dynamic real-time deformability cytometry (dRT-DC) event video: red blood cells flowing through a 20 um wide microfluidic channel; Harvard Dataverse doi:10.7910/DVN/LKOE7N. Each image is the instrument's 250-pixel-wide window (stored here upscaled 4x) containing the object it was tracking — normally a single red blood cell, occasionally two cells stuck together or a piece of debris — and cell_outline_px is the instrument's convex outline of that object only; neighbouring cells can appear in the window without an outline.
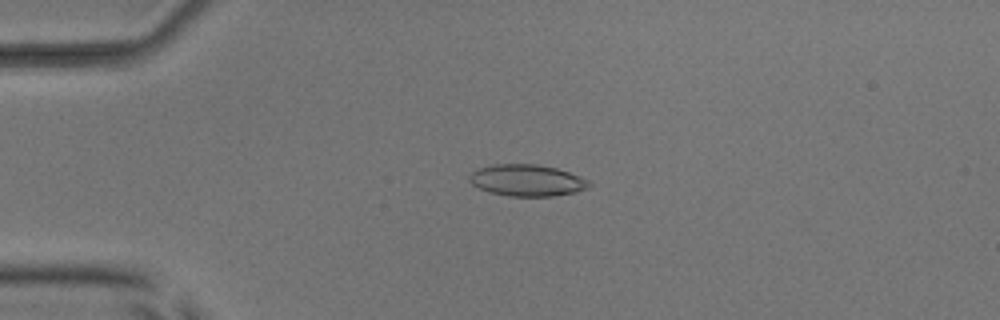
{"species": "common noctule bat (a hibernating species)", "species_latin": "Nyctalus noctula", "temperature_condition": "room temperature", "stored_images_in_passage": 52, "camera_frame_rate_fps": 3000, "um_per_image_px": 0.085, "animal": {"sex": "male", "body_mass_g": 17.9, "forearm_length_mm": 54.2}, "frame": {"image": 1, "passage_image": 13, "time_ms": 4.0, "image_size_px": [1000, 320], "cell_outline_px": [[592, 184], [588, 188], [576, 192], [552, 196], [508, 196], [492, 192], [480, 188], [472, 184], [468, 180], [468, 176], [472, 172], [480, 168], [492, 164], [536, 164], [556, 168], [580, 176], [588, 180]], "centroid_in_image_um": [44.8, 15.33], "position_along_channel_um": 40.2, "area_um2": 21.96}}
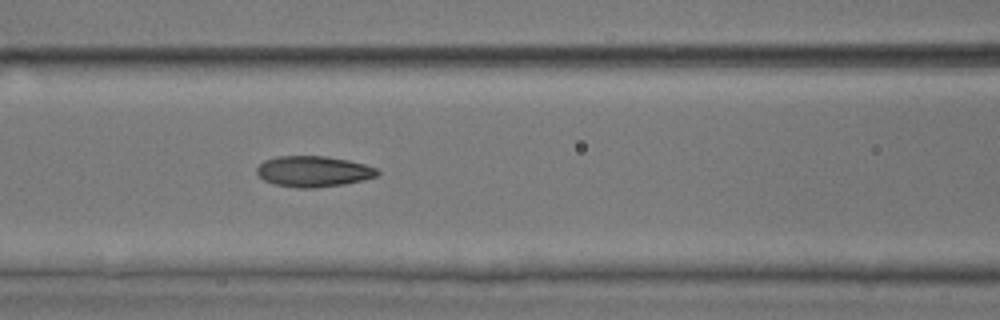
{"frame": {"image": 2, "passage_image": 23, "time_ms": 7.333, "image_size_px": [1000, 320], "cell_outline_px": [[380, 172], [376, 176], [364, 180], [344, 184], [316, 188], [300, 188], [276, 184], [264, 180], [256, 172], [256, 168], [264, 160], [276, 156], [324, 156], [348, 160], [364, 164], [376, 168]], "centroid_in_image_um": [26.64, 14.57], "position_along_channel_um": 140.0, "area_um2": 21.62}}
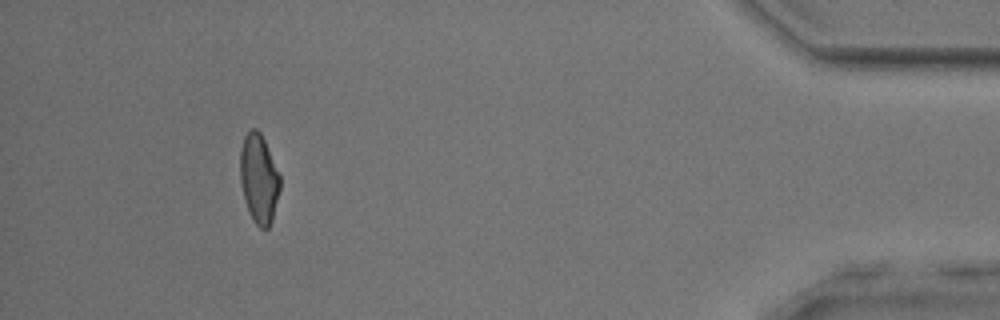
{"frame": {"image": 3, "passage_image": 48, "time_ms": 15.667, "image_size_px": [1000, 320], "cell_outline_px": [[280, 188], [272, 220], [268, 228], [260, 228], [256, 224], [248, 212], [244, 200], [240, 180], [240, 148], [244, 136], [252, 128], [256, 128], [260, 132], [264, 140], [280, 176]], "centroid_in_image_um": [21.99, 15.19], "position_along_channel_um": 413.2, "area_um2": 20.63}, "authors_computed_cell_mechanics": {"area_um2": 21.3282, "velocity_mm_per_s": 4.0003, "shape_relaxation_time_tau1_ms": 4.4038, "shape_relaxation_time_tau2_ms": 2.2919, "deformation_change_tau1": 0.146, "deformation_change_tau2": 0.0755}}